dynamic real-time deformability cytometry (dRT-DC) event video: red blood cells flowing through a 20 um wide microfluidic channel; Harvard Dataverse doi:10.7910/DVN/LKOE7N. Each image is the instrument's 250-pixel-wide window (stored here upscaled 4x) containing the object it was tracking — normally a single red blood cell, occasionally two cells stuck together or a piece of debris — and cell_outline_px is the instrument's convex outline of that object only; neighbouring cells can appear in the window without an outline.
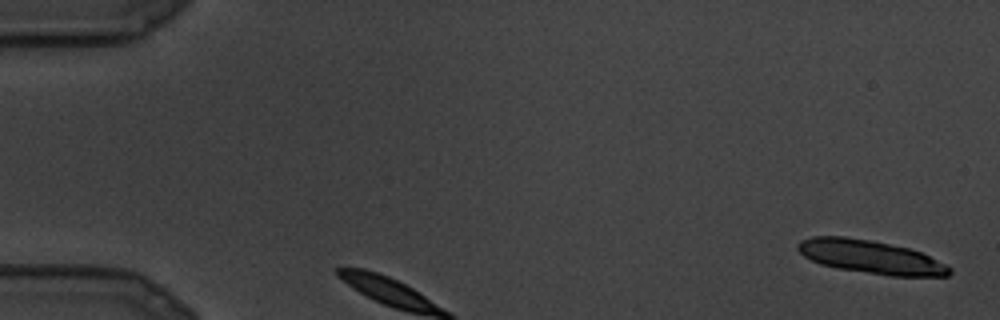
{"species": "common noctule bat (a hibernating species)", "species_latin": "Nyctalus noctula", "temperature_condition": "cold", "stored_images_in_passage": 12, "segment_of_instrument_passage": [1, 2], "camera_frame_rate_fps": 3000, "um_per_image_px": 0.085, "animal": {"sex": "male", "body_mass_g": 19.5, "forearm_length_mm": 54.6}, "frame": {"image": 1, "passage_image": 1, "time_ms": 0.0, "image_size_px": [1000, 320], "cell_outline_px": [[952, 272], [948, 276], [888, 276], [836, 268], [820, 264], [804, 256], [796, 248], [796, 244], [800, 240], [812, 236], [844, 236], [872, 240], [908, 248], [920, 252], [952, 268]], "centroid_in_image_um": [73.96, 21.84], "position_along_channel_um": 11.0, "area_um2": 29.54}}